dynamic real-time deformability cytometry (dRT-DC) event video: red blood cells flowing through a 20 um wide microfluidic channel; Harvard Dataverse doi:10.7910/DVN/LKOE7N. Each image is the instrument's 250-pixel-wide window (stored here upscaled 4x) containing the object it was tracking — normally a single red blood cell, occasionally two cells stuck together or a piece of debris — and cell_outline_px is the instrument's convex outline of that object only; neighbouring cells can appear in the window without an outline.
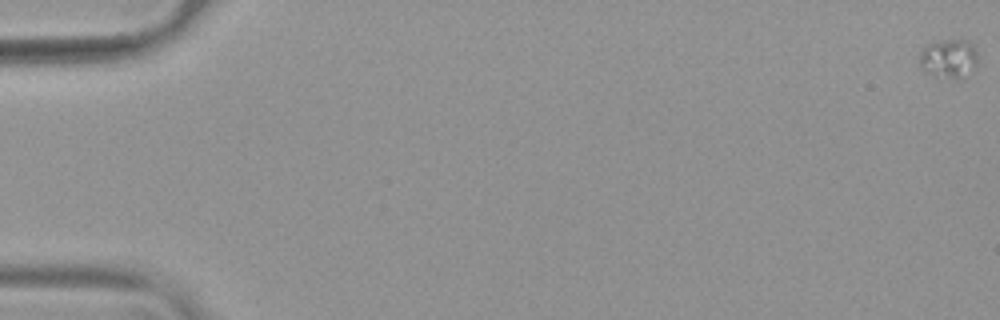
{"species": "common noctule bat (a hibernating species)", "species_latin": "Nyctalus noctula", "temperature_condition": "warm", "stored_images_in_passage": 56, "camera_frame_rate_fps": 3000, "um_per_image_px": 0.085, "animal": {"sex": "female", "body_mass_g": 19.9}, "frame": {"image": 1, "passage_image": 1, "time_ms": 0.0, "image_size_px": [1000, 320], "cell_outline_px": [[976, 64], [960, 80], [936, 76], [924, 72], [920, 68], [920, 52], [928, 44], [948, 40], [968, 40], [976, 48]], "centroid_in_image_um": [80.63, 4.99], "position_along_channel_um": 4.4, "area_um2": 13.12}}
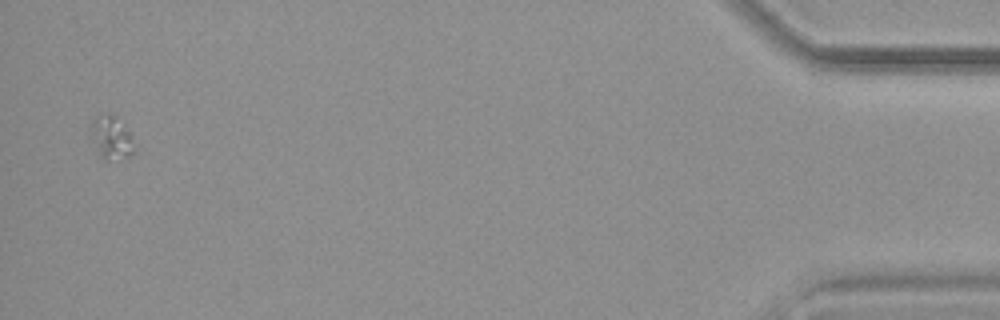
{"frame": {"image": 2, "passage_image": 55, "time_ms": 18.0, "image_size_px": [1000, 320], "cell_outline_px": [[136, 152], [128, 156], [104, 160], [100, 156], [92, 132], [92, 120], [96, 116], [112, 112], [132, 136]], "centroid_in_image_um": [9.51, 11.67], "position_along_channel_um": 425.7, "area_um2": 10.52}}